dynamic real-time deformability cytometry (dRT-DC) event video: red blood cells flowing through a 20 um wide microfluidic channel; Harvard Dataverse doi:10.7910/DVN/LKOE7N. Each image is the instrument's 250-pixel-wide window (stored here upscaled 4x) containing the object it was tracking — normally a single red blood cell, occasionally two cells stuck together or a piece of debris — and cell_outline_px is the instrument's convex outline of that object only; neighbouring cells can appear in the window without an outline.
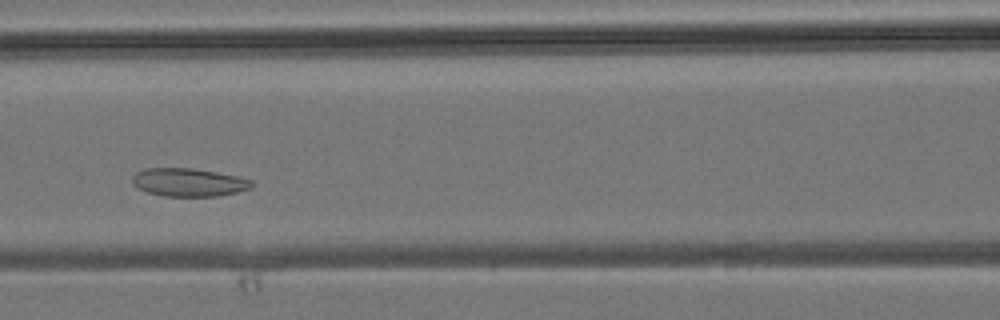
{"species": "common noctule bat (a hibernating species)", "species_latin": "Nyctalus noctula", "temperature_condition": "room temperature", "stored_images_in_passage": 31, "camera_frame_rate_fps": 3000, "um_per_image_px": 0.085, "animal": {"sex": "male", "body_mass_g": 19.2, "forearm_length_mm": 51.8}, "frame": {"image": 1, "passage_image": 12, "time_ms": 3.667, "image_size_px": [1000, 320], "cell_outline_px": [[256, 184], [252, 188], [236, 192], [216, 196], [164, 196], [148, 192], [136, 188], [132, 184], [132, 176], [136, 172], [144, 168], [192, 168], [216, 172], [236, 176], [252, 180]], "centroid_in_image_um": [16.02, 15.49], "position_along_channel_um": 150.6, "area_um2": 19.71}}
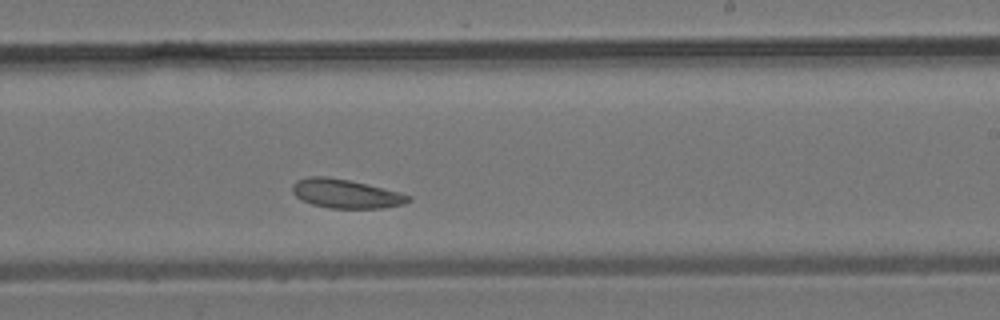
{"frame": {"image": 2, "passage_image": 19, "time_ms": 6.0, "image_size_px": [1000, 320], "cell_outline_px": [[412, 200], [404, 204], [384, 208], [328, 208], [312, 204], [296, 196], [292, 192], [292, 184], [296, 180], [308, 176], [328, 176], [368, 184], [400, 192], [412, 196]], "centroid_in_image_um": [29.41, 16.46], "position_along_channel_um": 259.6, "area_um2": 19.71}}
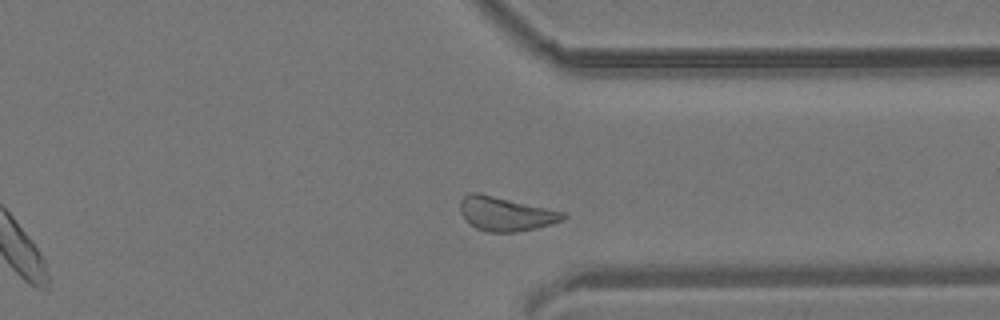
{"frame": {"image": 3, "passage_image": 26, "time_ms": 8.333, "image_size_px": [1000, 320], "cell_outline_px": [[568, 216], [564, 220], [536, 228], [516, 232], [488, 232], [476, 228], [460, 212], [460, 200], [468, 192], [480, 192], [564, 212]], "centroid_in_image_um": [42.98, 18.16], "position_along_channel_um": 368.4, "area_um2": 20.4}}